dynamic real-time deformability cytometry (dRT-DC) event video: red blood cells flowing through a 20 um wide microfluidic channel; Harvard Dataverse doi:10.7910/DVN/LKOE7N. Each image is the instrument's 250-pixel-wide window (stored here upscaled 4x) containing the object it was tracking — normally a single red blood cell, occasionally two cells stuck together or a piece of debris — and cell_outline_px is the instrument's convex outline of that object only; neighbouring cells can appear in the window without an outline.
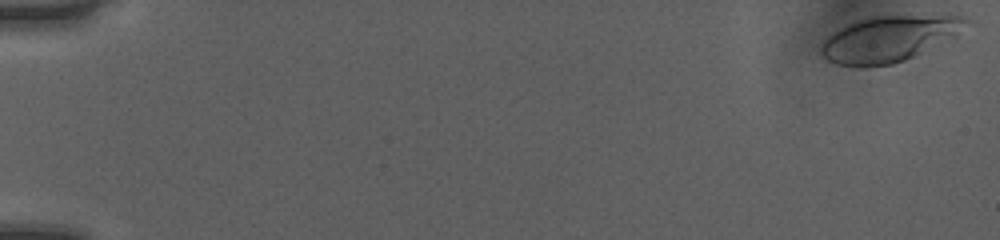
{"species": "human", "species_latin": "Homo sapiens", "temperature_condition": "room temperature", "stored_images_in_passage": 46, "camera_frame_rate_fps": 3000, "um_per_image_px": 0.085, "donor": {"sex": "female"}, "frame": {"image": 1, "passage_image": 1, "time_ms": 0.0, "image_size_px": [1000, 240], "cell_outline_px": [[968, 20], [952, 36], [904, 60], [892, 64], [864, 68], [836, 64], [828, 60], [820, 52], [820, 48], [824, 40], [828, 36], [840, 28], [856, 20], [868, 16], [960, 16]], "centroid_in_image_um": [75.41, 3.32], "position_along_channel_um": 9.6, "area_um2": 37.63}}
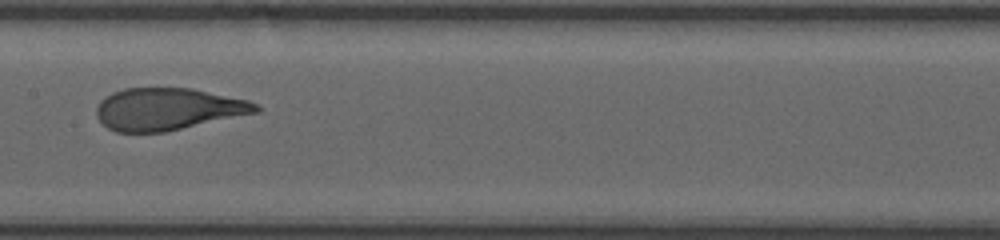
{"frame": {"image": 2, "passage_image": 28, "time_ms": 9.0, "image_size_px": [1000, 240], "cell_outline_px": [[260, 112], [164, 132], [116, 132], [108, 128], [96, 116], [96, 108], [100, 100], [104, 96], [112, 92], [124, 88], [192, 88], [248, 100], [256, 104], [260, 108]], "centroid_in_image_um": [14.25, 9.27], "position_along_channel_um": 193.1, "area_um2": 39.19}}
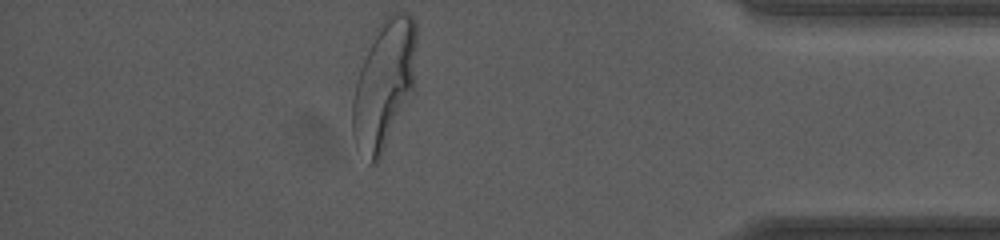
{"frame": {"image": 3, "passage_image": 46, "time_ms": 15.0, "image_size_px": [1000, 240], "cell_outline_px": [[416, 44], [412, 92], [380, 160], [376, 164], [368, 164], [356, 148], [352, 136], [352, 100], [356, 80], [364, 44], [376, 28], [388, 16], [396, 12], [408, 12], [416, 20]], "centroid_in_image_um": [32.59, 7.17], "position_along_channel_um": 402.6, "area_um2": 48.9}, "authors_computed_cell_mechanics": {"area_um2": 39.7086, "velocity_mm_per_s": 4.0169, "shape_relaxation_time_tau1_ms": 4.1314, "shape_relaxation_time_tau2_ms": null, "deformation_change_tau1": 0.2099, "deformation_change_tau2": null}}